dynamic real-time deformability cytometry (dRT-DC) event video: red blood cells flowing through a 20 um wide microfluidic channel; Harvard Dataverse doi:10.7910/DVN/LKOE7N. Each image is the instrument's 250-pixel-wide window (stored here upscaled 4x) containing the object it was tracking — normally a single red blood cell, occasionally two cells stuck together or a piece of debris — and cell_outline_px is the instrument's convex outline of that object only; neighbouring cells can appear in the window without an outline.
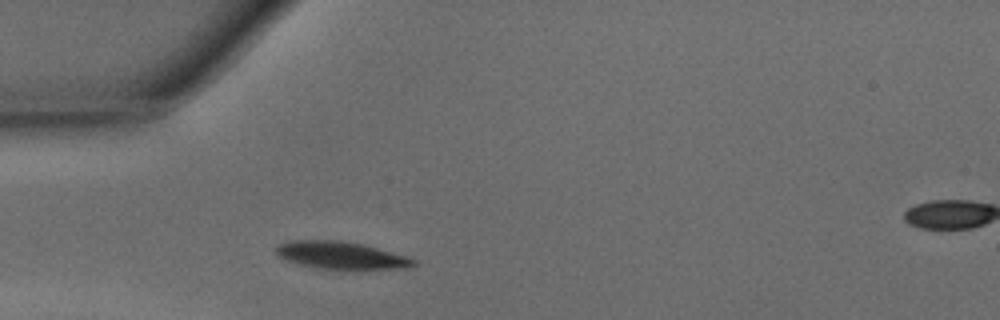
{"species": "common noctule bat (a hibernating species)", "species_latin": "Nyctalus noctula", "temperature_condition": "warm", "stored_images_in_passage": 24, "camera_frame_rate_fps": 3000, "um_per_image_px": 0.085, "animal": {"sex": "male", "body_mass_g": 15.6}, "frame": {"image": 1, "passage_image": 1, "time_ms": 0.0, "image_size_px": [1000, 320], "cell_outline_px": [[416, 264], [408, 268], [320, 268], [300, 264], [284, 260], [276, 256], [276, 244], [292, 240], [340, 240], [364, 244], [408, 256], [416, 260]], "centroid_in_image_um": [28.95, 21.67], "position_along_channel_um": 56.1, "area_um2": 21.85}}
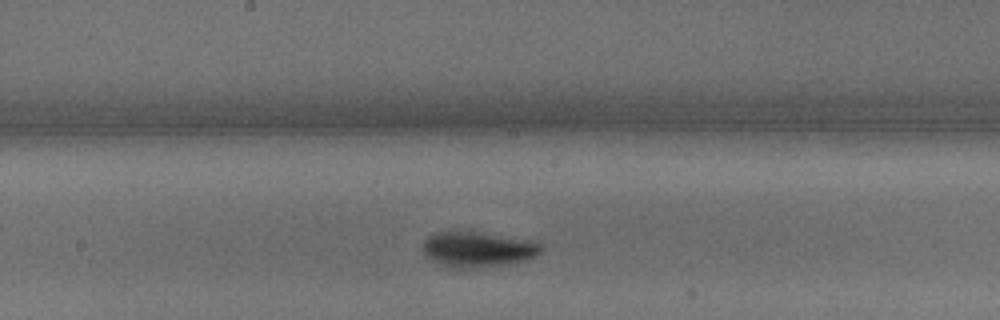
{"frame": {"image": 2, "passage_image": 12, "time_ms": 3.667, "image_size_px": [1000, 320], "cell_outline_px": [[544, 248], [540, 252], [532, 256], [508, 264], [472, 268], [444, 268], [432, 260], [424, 252], [424, 240], [428, 236], [436, 232], [472, 232], [536, 240]], "centroid_in_image_um": [40.59, 21.2], "position_along_channel_um": 207.6, "area_um2": 24.1}}
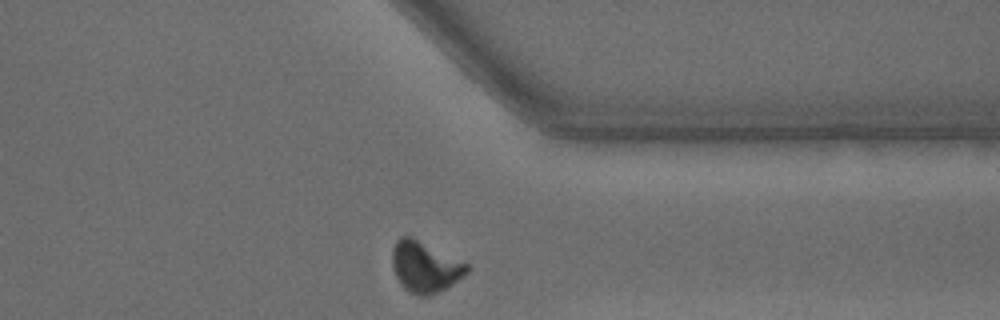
{"frame": {"image": 3, "passage_image": 24, "time_ms": 7.667, "image_size_px": [1000, 320], "cell_outline_px": [[472, 268], [464, 276], [452, 284], [428, 296], [420, 296], [404, 288], [400, 284], [396, 276], [392, 264], [392, 248], [396, 240], [400, 236], [412, 236], [468, 264]], "centroid_in_image_um": [36.12, 22.66], "position_along_channel_um": 375.3, "area_um2": 22.08}, "authors_computed_cell_mechanics": {"area_um2": 22.831, "velocity_mm_per_s": 4.2791, "shape_relaxation_time_tau1_ms": 2.0437, "shape_relaxation_time_tau2_ms": 1.5971, "deformation_change_tau1": 0.1434, "deformation_change_tau2": 0.0465}}